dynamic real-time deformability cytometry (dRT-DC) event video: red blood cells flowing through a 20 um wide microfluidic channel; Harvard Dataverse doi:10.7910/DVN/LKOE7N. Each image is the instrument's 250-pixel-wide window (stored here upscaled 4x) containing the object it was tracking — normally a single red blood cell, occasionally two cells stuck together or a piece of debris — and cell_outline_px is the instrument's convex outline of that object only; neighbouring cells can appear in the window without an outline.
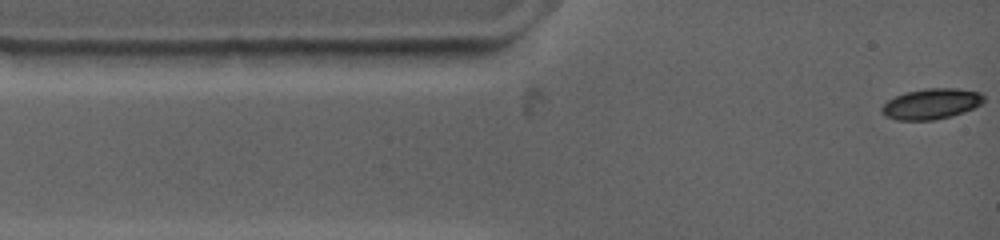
{"species": "common noctule bat (a hibernating species)", "species_latin": "Nyctalus noctula", "temperature_condition": "warm", "stored_images_in_passage": 61, "camera_frame_rate_fps": 4500, "um_per_image_px": 0.085, "animal": {"sex": "female", "body_mass_g": 19.0, "forearm_length_mm": 53.3}, "frame": {"image": 1, "passage_image": 1, "time_ms": 0.0, "image_size_px": [1000, 240], "cell_outline_px": [[984, 100], [980, 104], [964, 112], [952, 116], [932, 120], [896, 120], [880, 112], [880, 108], [888, 100], [904, 92], [924, 88], [956, 88], [980, 92], [984, 96]], "centroid_in_image_um": [79.14, 8.82], "position_along_channel_um": 5.9, "area_um2": 18.21}}
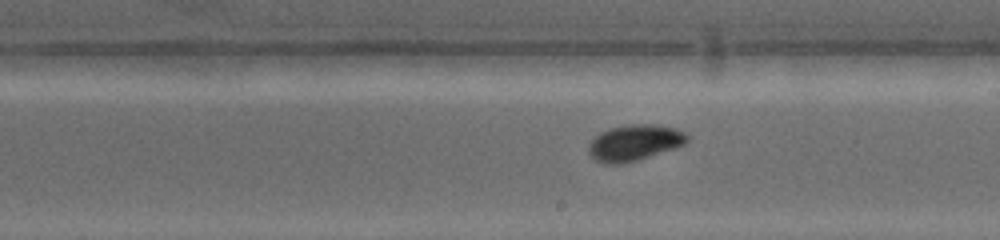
{"frame": {"image": 2, "passage_image": 30, "time_ms": 7.333, "image_size_px": [1000, 240], "cell_outline_px": [[688, 140], [684, 144], [636, 160], [620, 164], [600, 164], [588, 152], [588, 144], [600, 132], [608, 128], [628, 124], [656, 124], [676, 128], [688, 132]], "centroid_in_image_um": [53.91, 12.11], "position_along_channel_um": 235.1, "area_um2": 20.69}}
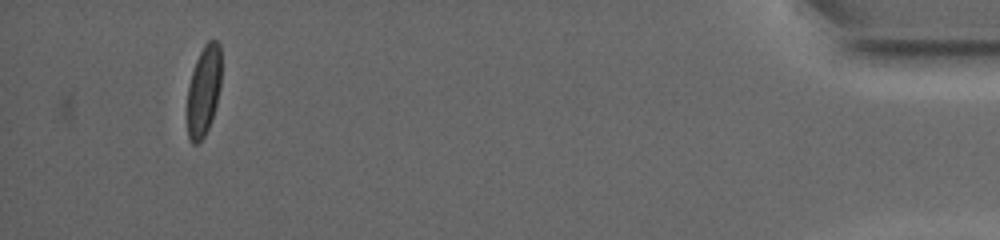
{"frame": {"image": 3, "passage_image": 61, "time_ms": 15.111, "image_size_px": [1000, 240], "cell_outline_px": [[220, 88], [216, 104], [208, 128], [204, 136], [196, 144], [192, 144], [188, 136], [188, 84], [196, 60], [204, 44], [208, 40], [216, 40], [220, 44]], "centroid_in_image_um": [17.31, 7.68], "position_along_channel_um": 417.9, "area_um2": 17.69}, "authors_computed_cell_mechanics": {"area_um2": 18.8428, "velocity_mm_per_s": 3.7394, "shape_relaxation_time_tau1_ms": 3.3662, "shape_relaxation_time_tau2_ms": 1.9437, "deformation_change_tau1": 0.1304, "deformation_change_tau2": 0.0408}}